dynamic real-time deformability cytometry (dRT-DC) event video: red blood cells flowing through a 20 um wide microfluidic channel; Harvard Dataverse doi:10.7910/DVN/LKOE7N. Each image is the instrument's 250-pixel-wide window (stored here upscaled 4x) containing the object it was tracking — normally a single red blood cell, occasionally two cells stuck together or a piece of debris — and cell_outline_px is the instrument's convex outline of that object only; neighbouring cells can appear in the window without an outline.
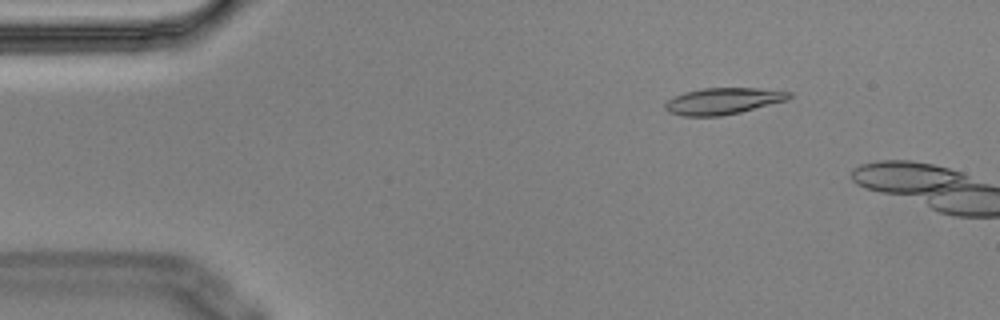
{"species": "Egyptian fruit bat (a non-hibernating species)", "species_latin": "Rousettus aegyptiacus", "temperature_condition": "cold", "stored_images_in_passage": 4, "camera_frame_rate_fps": 3000, "um_per_image_px": 0.085, "animal": {"sex": "male"}, "frame": {"image": 1, "passage_image": 3, "time_ms": 0.667, "image_size_px": [1000, 320], "cell_outline_px": [[792, 96], [788, 100], [740, 112], [720, 116], [684, 116], [668, 112], [664, 108], [664, 104], [668, 100], [684, 92], [704, 88], [756, 88], [792, 92]], "centroid_in_image_um": [61.46, 8.59], "position_along_channel_um": 23.5, "area_um2": 19.07}}